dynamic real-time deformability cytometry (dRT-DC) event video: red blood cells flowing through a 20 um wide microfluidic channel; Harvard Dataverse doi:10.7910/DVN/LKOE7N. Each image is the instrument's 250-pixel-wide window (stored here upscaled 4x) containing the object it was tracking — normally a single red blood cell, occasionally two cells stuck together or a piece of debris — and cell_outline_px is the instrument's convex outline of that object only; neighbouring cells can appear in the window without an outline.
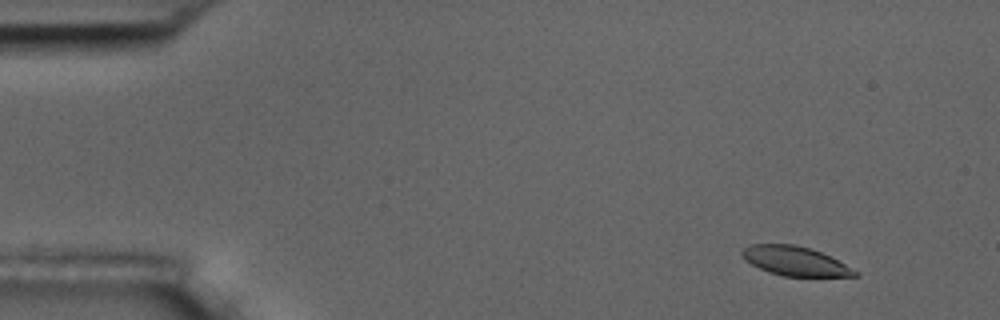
{"species": "common noctule bat (a hibernating species)", "species_latin": "Nyctalus noctula", "temperature_condition": "room temperature", "stored_images_in_passage": 4, "camera_frame_rate_fps": 3000, "um_per_image_px": 0.085, "animal": {"sex": "male", "body_mass_g": 17.5, "forearm_length_mm": 52.3}, "frame": {"image": 1, "passage_image": 2, "time_ms": 1.0, "image_size_px": [1000, 320], "cell_outline_px": [[860, 276], [784, 276], [768, 272], [744, 260], [740, 252], [744, 248], [752, 244], [796, 244], [820, 252], [860, 272]], "centroid_in_image_um": [67.56, 22.19], "position_along_channel_um": 17.4, "area_um2": 19.02}}
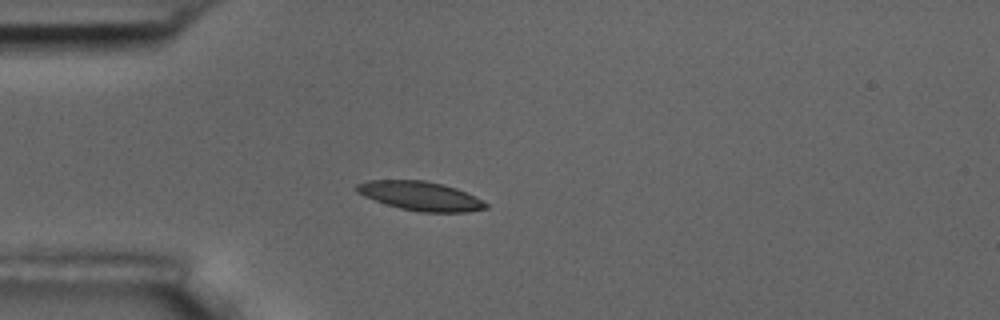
{"frame": {"image": 2, "passage_image": 4, "time_ms": 4.333, "image_size_px": [1000, 320], "cell_outline_px": [[488, 208], [468, 212], [420, 212], [400, 208], [364, 196], [356, 192], [352, 188], [356, 184], [368, 180], [424, 180], [444, 184], [456, 188], [476, 196], [488, 204]], "centroid_in_image_um": [35.74, 16.65], "position_along_channel_um": 49.3, "area_um2": 21.96}}